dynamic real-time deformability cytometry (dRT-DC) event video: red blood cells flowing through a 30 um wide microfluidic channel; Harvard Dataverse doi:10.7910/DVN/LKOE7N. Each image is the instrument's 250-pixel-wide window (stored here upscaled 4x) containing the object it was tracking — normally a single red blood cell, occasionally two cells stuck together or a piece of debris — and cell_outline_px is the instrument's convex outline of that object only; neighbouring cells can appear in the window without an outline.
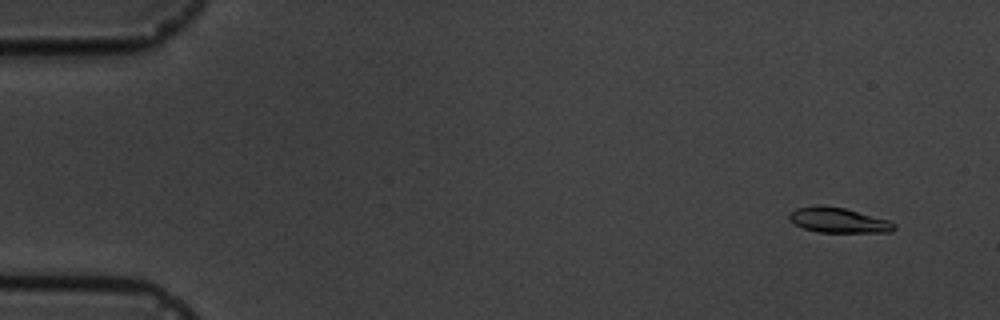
{"species": "common noctule bat (a hibernating species)", "species_latin": "Nyctalus noctula", "temperature_condition": "cold", "stored_images_in_passage": 10, "camera_frame_rate_fps": 3000, "um_per_image_px": 0.085, "animal": {"sex": "male", "body_mass_g": 19.5, "forearm_length_mm": 54.6}, "frame": {"image": 1, "passage_image": 2, "time_ms": 1.0, "image_size_px": [1000, 320], "cell_outline_px": [[896, 228], [892, 232], [820, 232], [804, 228], [788, 220], [788, 216], [796, 208], [816, 204], [820, 204], [844, 208], [888, 220], [896, 224]], "centroid_in_image_um": [71.25, 18.71], "position_along_channel_um": 13.7, "area_um2": 15.32}}
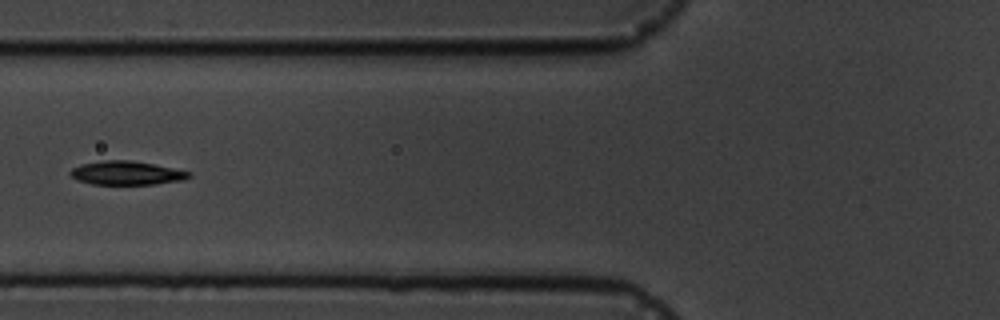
{"frame": {"image": 2, "passage_image": 7, "time_ms": 7.0, "image_size_px": [1000, 320], "cell_outline_px": [[192, 176], [184, 180], [156, 184], [92, 184], [76, 180], [68, 172], [72, 168], [80, 164], [104, 160], [128, 160], [152, 164], [192, 172]], "centroid_in_image_um": [10.75, 14.71], "position_along_channel_um": 115.1, "area_um2": 16.42}}
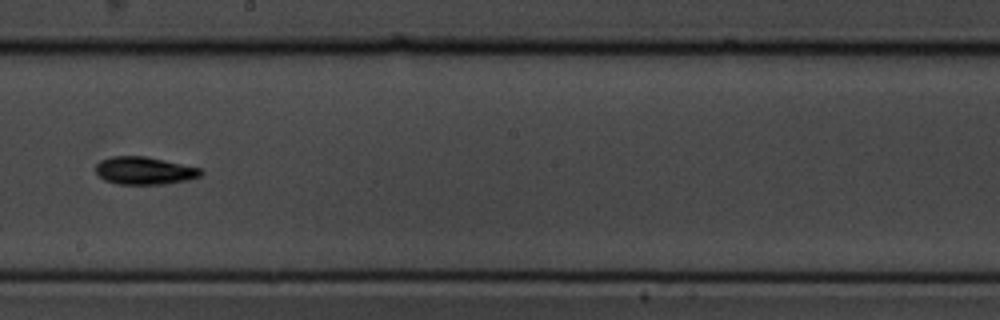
{"frame": {"image": 3, "passage_image": 10, "time_ms": 10.333, "image_size_px": [1000, 320], "cell_outline_px": [[204, 172], [200, 176], [188, 180], [164, 184], [116, 184], [104, 180], [96, 172], [96, 164], [100, 160], [112, 156], [144, 156], [164, 160], [200, 168]], "centroid_in_image_um": [12.26, 14.51], "position_along_channel_um": 235.9, "area_um2": 16.94}}